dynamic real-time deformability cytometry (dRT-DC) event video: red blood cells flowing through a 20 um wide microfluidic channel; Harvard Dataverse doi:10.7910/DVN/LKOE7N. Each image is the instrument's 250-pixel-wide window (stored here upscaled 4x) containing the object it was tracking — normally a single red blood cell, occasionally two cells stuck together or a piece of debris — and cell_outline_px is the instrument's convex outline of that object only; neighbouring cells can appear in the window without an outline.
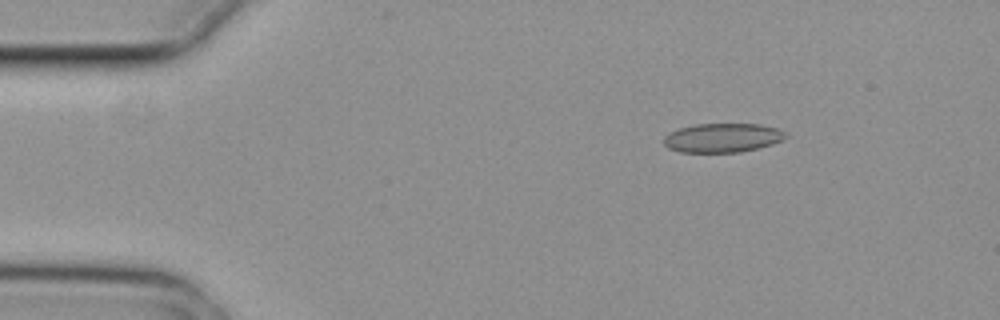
{"species": "common noctule bat (a hibernating species)", "species_latin": "Nyctalus noctula", "temperature_condition": "cold", "stored_images_in_passage": 5, "segment_of_instrument_passage": [2, 2], "camera_frame_rate_fps": 3000, "um_per_image_px": 0.085, "animal": {"sex": "female", "body_mass_g": 29.2, "forearm_length_mm": 56.3}, "frame": {"image": 1, "passage_image": 5, "time_ms": 1.333, "image_size_px": [1000, 320], "cell_outline_px": [[788, 136], [784, 140], [772, 144], [740, 152], [680, 152], [668, 148], [664, 144], [664, 136], [668, 132], [692, 124], [760, 124], [776, 128], [784, 132]], "centroid_in_image_um": [61.39, 11.71], "position_along_channel_um": 23.6, "area_um2": 20.69}}